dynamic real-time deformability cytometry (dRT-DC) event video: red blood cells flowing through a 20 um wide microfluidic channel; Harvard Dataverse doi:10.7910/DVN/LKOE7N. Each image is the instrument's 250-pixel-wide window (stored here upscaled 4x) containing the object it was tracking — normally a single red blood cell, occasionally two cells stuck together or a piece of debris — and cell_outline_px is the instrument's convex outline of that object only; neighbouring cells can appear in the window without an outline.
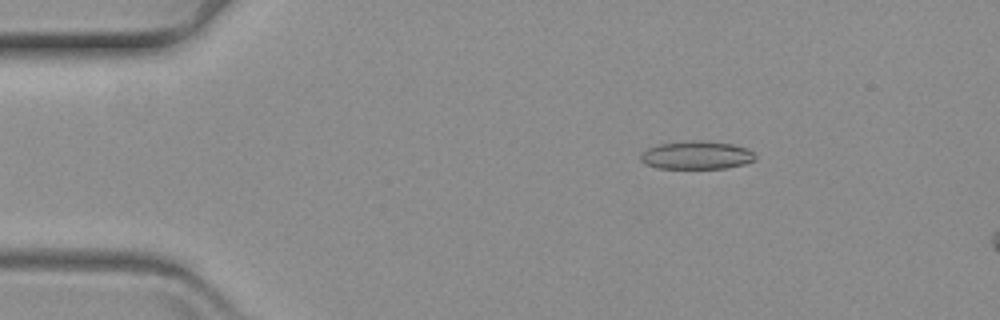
{"species": "common noctule bat (a hibernating species)", "species_latin": "Nyctalus noctula", "temperature_condition": "warm", "stored_images_in_passage": 16, "camera_frame_rate_fps": 3000, "um_per_image_px": 0.085, "animal": {"sex": "female", "body_mass_g": 19.3, "forearm_length_mm": 54.1}, "frame": {"image": 1, "passage_image": 10, "time_ms": 3.0, "image_size_px": [1000, 320], "cell_outline_px": [[756, 160], [744, 164], [724, 168], [656, 168], [644, 164], [640, 160], [640, 152], [648, 148], [660, 144], [692, 140], [704, 140], [732, 144], [748, 148], [756, 156]], "centroid_in_image_um": [59.19, 13.19], "position_along_channel_um": 25.8, "area_um2": 18.96}}